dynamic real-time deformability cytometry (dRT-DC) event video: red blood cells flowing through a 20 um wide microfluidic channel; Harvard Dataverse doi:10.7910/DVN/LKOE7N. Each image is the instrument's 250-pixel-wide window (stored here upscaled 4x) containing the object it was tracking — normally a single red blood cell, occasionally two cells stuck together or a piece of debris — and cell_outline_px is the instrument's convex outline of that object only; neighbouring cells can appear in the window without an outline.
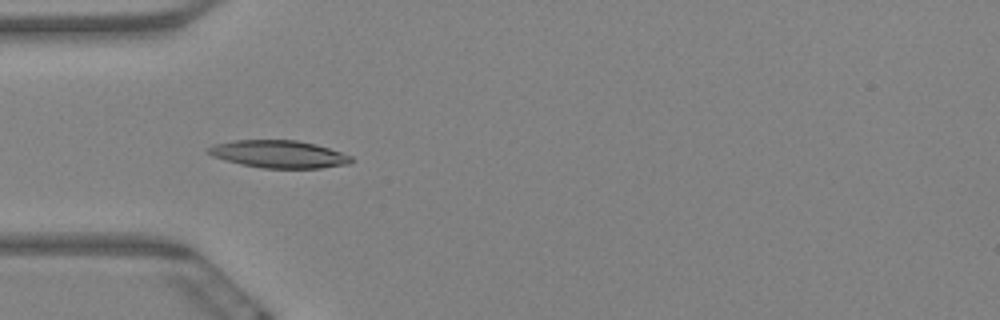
{"species": "Egyptian fruit bat (a non-hibernating species)", "species_latin": "Rousettus aegyptiacus", "temperature_condition": "warm", "stored_images_in_passage": 6, "camera_frame_rate_fps": 3000, "um_per_image_px": 0.085, "animal": {"sex": "female"}, "frame": {"image": 1, "passage_image": 5, "time_ms": 1.333, "image_size_px": [1000, 320], "cell_outline_px": [[356, 160], [348, 164], [320, 168], [264, 168], [240, 164], [224, 160], [212, 156], [204, 152], [208, 148], [216, 144], [236, 140], [296, 140], [316, 144], [352, 156]], "centroid_in_image_um": [23.7, 13.1], "position_along_channel_um": 61.3, "area_um2": 22.95}}
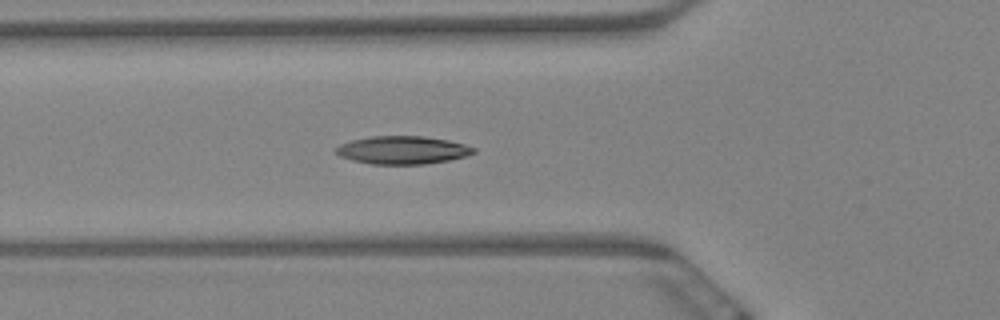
{"frame": {"image": 2, "passage_image": 6, "time_ms": 1.667, "image_size_px": [1000, 320], "cell_outline_px": [[476, 152], [464, 156], [448, 160], [424, 164], [372, 164], [352, 160], [340, 156], [336, 152], [336, 148], [340, 144], [352, 140], [372, 136], [424, 136], [448, 140], [464, 144], [476, 148]], "centroid_in_image_um": [34.22, 12.75], "position_along_channel_um": 91.6, "area_um2": 22.31}}